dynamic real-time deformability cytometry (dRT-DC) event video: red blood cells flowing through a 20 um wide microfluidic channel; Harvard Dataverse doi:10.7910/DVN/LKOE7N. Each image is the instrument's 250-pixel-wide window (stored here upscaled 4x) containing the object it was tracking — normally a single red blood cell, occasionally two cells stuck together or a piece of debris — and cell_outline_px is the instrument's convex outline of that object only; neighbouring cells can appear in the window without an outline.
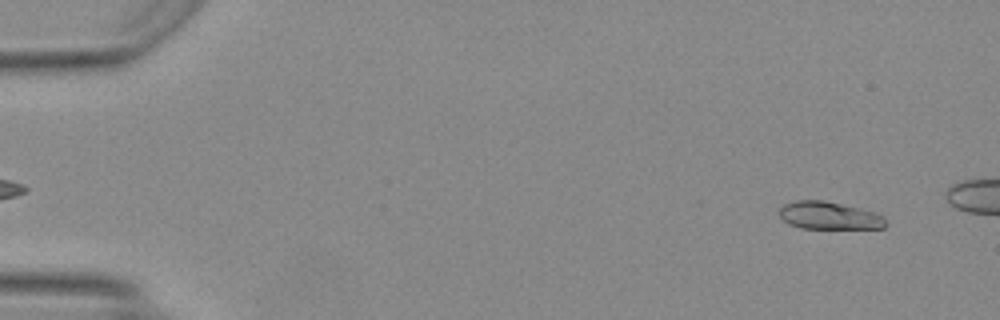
{"species": "Egyptian fruit bat (a non-hibernating species)", "species_latin": "Rousettus aegyptiacus", "temperature_condition": "warm", "stored_images_in_passage": 16, "camera_frame_rate_fps": 3000, "um_per_image_px": 0.085, "animal": {"sex": "female"}, "frame": {"image": 1, "passage_image": 3, "time_ms": 0.667, "image_size_px": [1000, 320], "cell_outline_px": [[888, 224], [884, 228], [800, 228], [788, 224], [780, 216], [780, 208], [784, 204], [796, 200], [824, 200], [876, 212], [884, 216]], "centroid_in_image_um": [70.5, 18.32], "position_along_channel_um": 14.5, "area_um2": 17.17}}